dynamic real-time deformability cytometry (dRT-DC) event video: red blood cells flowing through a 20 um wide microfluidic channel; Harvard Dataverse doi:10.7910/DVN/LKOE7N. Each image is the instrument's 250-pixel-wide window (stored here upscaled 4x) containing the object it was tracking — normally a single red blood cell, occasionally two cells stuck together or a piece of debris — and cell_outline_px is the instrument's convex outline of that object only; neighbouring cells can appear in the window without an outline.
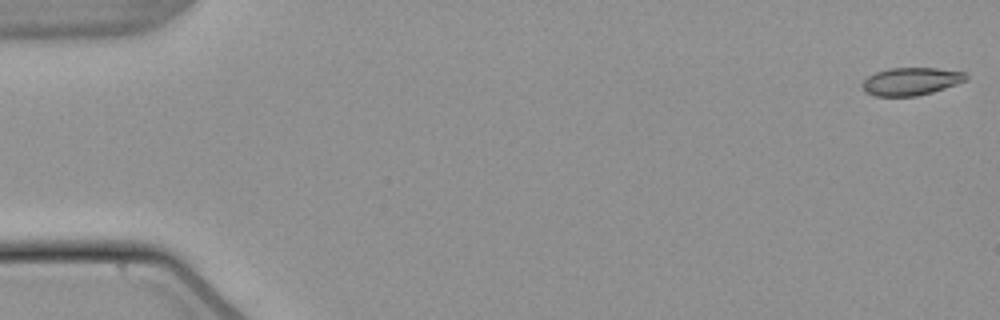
{"species": "common noctule bat (a hibernating species)", "species_latin": "Nyctalus noctula", "temperature_condition": "warm", "stored_images_in_passage": 54, "camera_frame_rate_fps": 3000, "um_per_image_px": 0.085, "animal": {"sex": "male", "body_mass_g": 21.5, "forearm_length_mm": 52.0}, "frame": {"image": 1, "passage_image": 1, "time_ms": 0.0, "image_size_px": [1000, 320], "cell_outline_px": [[968, 80], [932, 92], [916, 96], [872, 96], [864, 92], [860, 88], [860, 84], [868, 76], [876, 72], [888, 68], [936, 68], [964, 72], [968, 76]], "centroid_in_image_um": [77.38, 6.92], "position_along_channel_um": 7.6, "area_um2": 16.94}}
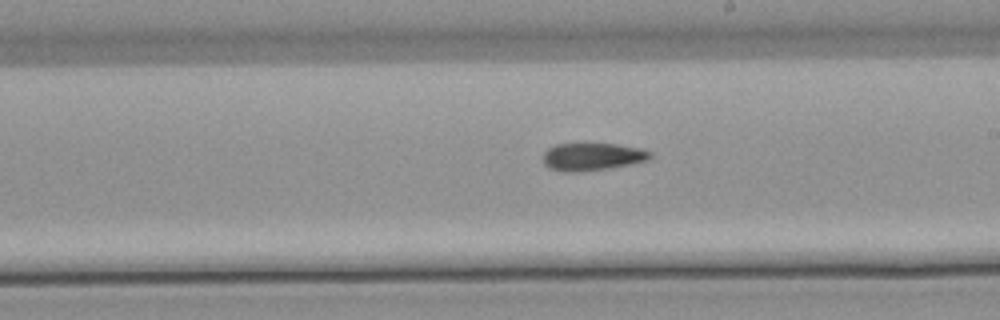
{"frame": {"image": 2, "passage_image": 31, "time_ms": 10.0, "image_size_px": [1000, 320], "cell_outline_px": [[652, 156], [648, 160], [608, 168], [572, 172], [564, 172], [548, 168], [544, 164], [544, 152], [548, 148], [556, 144], [616, 144], [640, 148], [652, 152]], "centroid_in_image_um": [50.33, 13.31], "position_along_channel_um": 238.7, "area_um2": 17.05}}
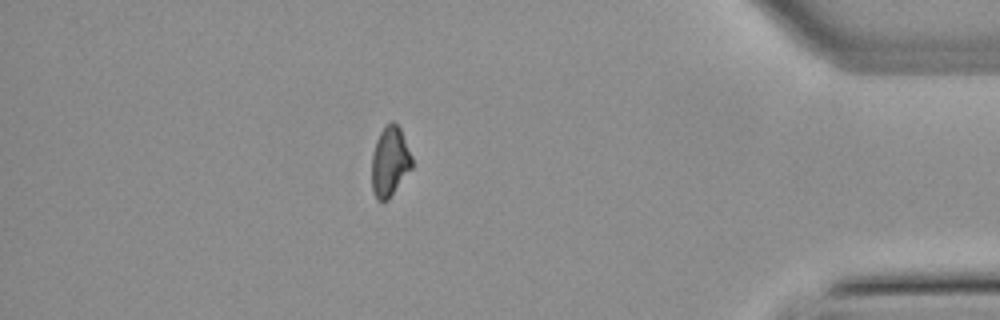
{"frame": {"image": 3, "passage_image": 47, "time_ms": 15.333, "image_size_px": [1000, 320], "cell_outline_px": [[412, 168], [388, 200], [376, 200], [372, 192], [372, 152], [376, 140], [380, 132], [392, 120], [400, 128], [412, 156]], "centroid_in_image_um": [33.13, 13.75], "position_along_channel_um": 402.1, "area_um2": 16.36}, "authors_computed_cell_mechanics": {"area_um2": 17.2822, "velocity_mm_per_s": 3.8361, "shape_relaxation_time_tau1_ms": null, "shape_relaxation_time_tau2_ms": 6.9181, "deformation_change_tau1": null, "deformation_change_tau2": 0.1429}}